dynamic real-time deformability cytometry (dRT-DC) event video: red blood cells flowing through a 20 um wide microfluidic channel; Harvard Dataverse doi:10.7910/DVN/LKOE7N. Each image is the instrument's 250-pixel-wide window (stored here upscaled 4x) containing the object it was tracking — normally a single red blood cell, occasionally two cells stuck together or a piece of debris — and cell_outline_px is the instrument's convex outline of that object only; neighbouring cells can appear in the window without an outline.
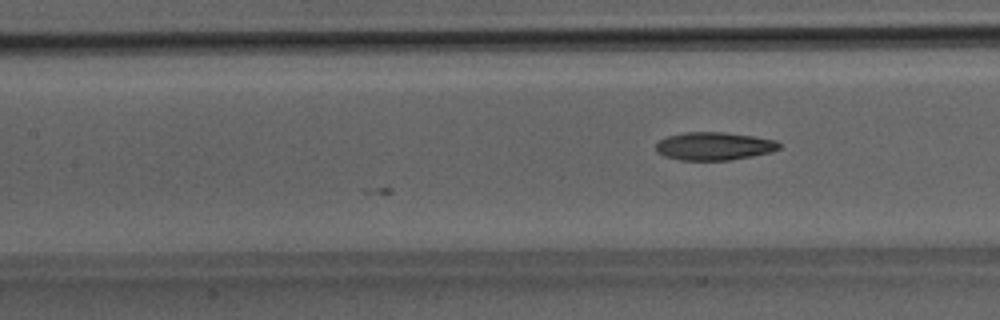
{"species": "Egyptian fruit bat (a non-hibernating species)", "species_latin": "Rousettus aegyptiacus", "temperature_condition": "room temperature", "stored_images_in_passage": 8, "camera_frame_rate_fps": 3000, "um_per_image_px": 0.085, "animal": {"sex": "male"}, "frame": {"image": 1, "passage_image": 8, "time_ms": 2.333, "image_size_px": [1000, 320], "cell_outline_px": [[780, 148], [772, 152], [752, 156], [728, 160], [680, 160], [664, 156], [656, 152], [656, 144], [660, 140], [668, 136], [684, 132], [724, 132], [752, 136], [776, 140], [780, 144]], "centroid_in_image_um": [60.69, 12.42], "position_along_channel_um": 146.7, "area_um2": 20.11}}